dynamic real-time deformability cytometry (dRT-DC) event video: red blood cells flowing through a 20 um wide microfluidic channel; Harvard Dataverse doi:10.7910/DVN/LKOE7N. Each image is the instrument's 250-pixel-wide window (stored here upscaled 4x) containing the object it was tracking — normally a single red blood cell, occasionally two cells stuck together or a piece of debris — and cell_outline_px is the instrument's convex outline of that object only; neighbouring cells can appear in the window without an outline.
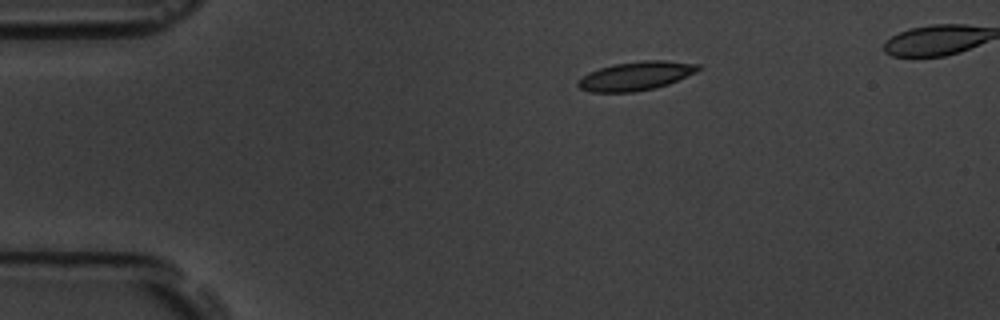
{"species": "common noctule bat (a hibernating species)", "species_latin": "Nyctalus noctula", "temperature_condition": "room temperature", "stored_images_in_passage": 7, "camera_frame_rate_fps": 3000, "um_per_image_px": 0.085, "animal": {"sex": "male", "body_mass_g": 19.5, "forearm_length_mm": 54.6}, "frame": {"image": 1, "passage_image": 1, "time_ms": 0.0, "image_size_px": [1000, 320], "cell_outline_px": [[700, 68], [696, 72], [668, 84], [656, 88], [632, 92], [592, 92], [580, 88], [576, 84], [576, 80], [588, 72], [612, 64], [640, 60], [664, 60], [700, 64]], "centroid_in_image_um": [54.02, 6.45], "position_along_channel_um": 31.0, "area_um2": 20.29}}
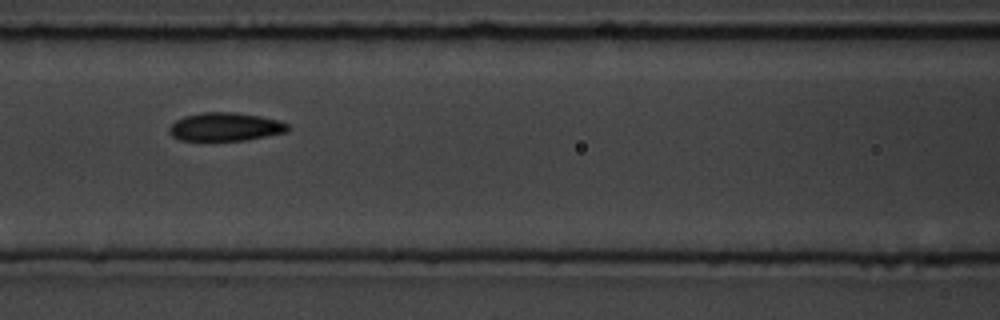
{"frame": {"image": 2, "passage_image": 5, "time_ms": 4.667, "image_size_px": [1000, 320], "cell_outline_px": [[292, 128], [288, 132], [248, 140], [180, 140], [172, 136], [168, 132], [168, 128], [176, 120], [184, 116], [204, 112], [236, 112], [260, 116], [280, 120], [288, 124]], "centroid_in_image_um": [19.2, 10.78], "position_along_channel_um": 147.4, "area_um2": 19.83}}
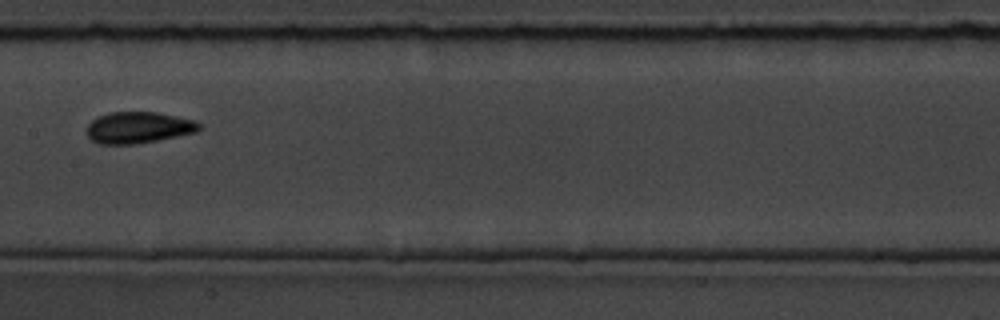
{"frame": {"image": 3, "passage_image": 6, "time_ms": 6.0, "image_size_px": [1000, 320], "cell_outline_px": [[204, 124], [196, 132], [136, 144], [100, 144], [92, 140], [88, 136], [84, 128], [96, 116], [108, 112], [156, 112], [196, 120]], "centroid_in_image_um": [11.74, 10.83], "position_along_channel_um": 195.7, "area_um2": 20.81}}